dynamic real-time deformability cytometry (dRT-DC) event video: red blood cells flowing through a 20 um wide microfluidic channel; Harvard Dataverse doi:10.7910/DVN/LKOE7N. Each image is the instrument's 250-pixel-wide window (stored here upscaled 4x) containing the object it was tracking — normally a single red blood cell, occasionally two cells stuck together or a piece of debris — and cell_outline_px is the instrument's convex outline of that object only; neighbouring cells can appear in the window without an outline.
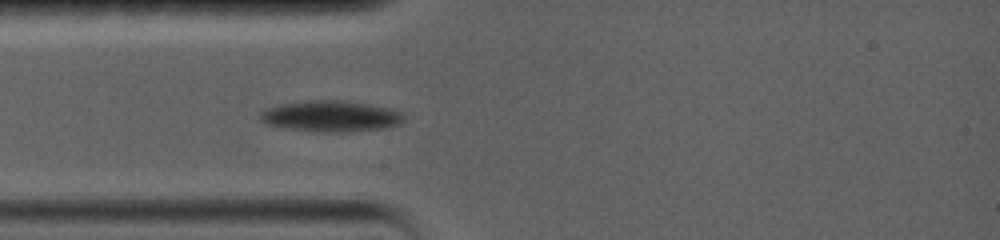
{"species": "common noctule bat (a hibernating species)", "species_latin": "Nyctalus noctula", "temperature_condition": "warm", "stored_images_in_passage": 37, "camera_frame_rate_fps": 5000, "um_per_image_px": 0.085, "animal": {"sex": "female", "body_mass_g": 19.0, "forearm_length_mm": 56.7}, "frame": {"image": 1, "passage_image": 1, "time_ms": 0.0, "image_size_px": [1000, 240], "cell_outline_px": [[404, 120], [400, 124], [384, 128], [348, 132], [312, 132], [268, 124], [260, 120], [260, 112], [276, 104], [304, 100], [344, 100], [396, 108], [404, 116]], "centroid_in_image_um": [28.16, 9.86], "position_along_channel_um": 56.8, "area_um2": 26.41}}
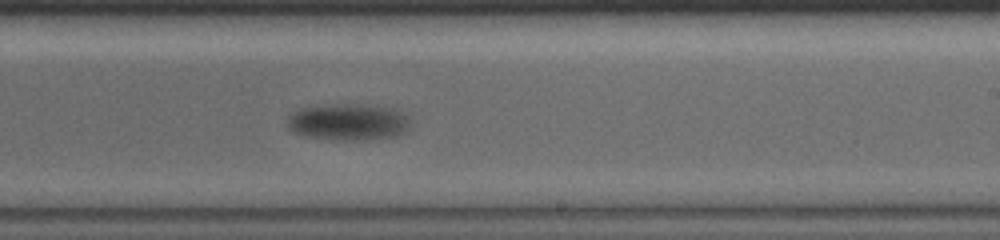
{"frame": {"image": 2, "passage_image": 16, "time_ms": 6.8, "image_size_px": [1000, 240], "cell_outline_px": [[408, 132], [396, 136], [368, 140], [336, 140], [308, 136], [292, 132], [288, 128], [288, 116], [292, 112], [300, 108], [332, 104], [376, 104], [392, 108], [408, 116]], "centroid_in_image_um": [29.62, 10.36], "position_along_channel_um": 259.4, "area_um2": 26.65}}
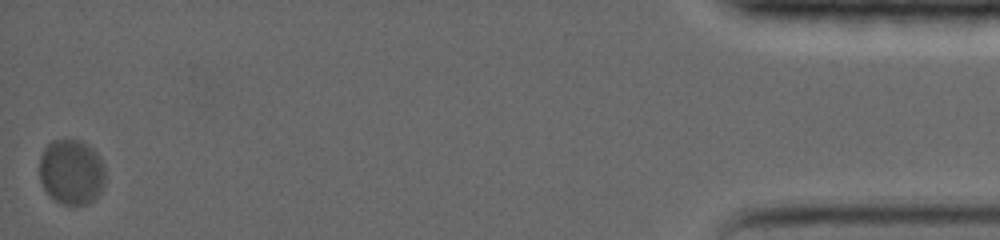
{"frame": {"image": 3, "passage_image": 37, "time_ms": 17.0, "image_size_px": [1000, 240], "cell_outline_px": [[104, 184], [100, 192], [88, 204], [60, 204], [44, 188], [40, 180], [40, 156], [44, 148], [52, 140], [80, 140], [92, 148], [100, 156], [104, 168]], "centroid_in_image_um": [6.07, 14.6], "position_along_channel_um": 429.1, "area_um2": 24.85}}